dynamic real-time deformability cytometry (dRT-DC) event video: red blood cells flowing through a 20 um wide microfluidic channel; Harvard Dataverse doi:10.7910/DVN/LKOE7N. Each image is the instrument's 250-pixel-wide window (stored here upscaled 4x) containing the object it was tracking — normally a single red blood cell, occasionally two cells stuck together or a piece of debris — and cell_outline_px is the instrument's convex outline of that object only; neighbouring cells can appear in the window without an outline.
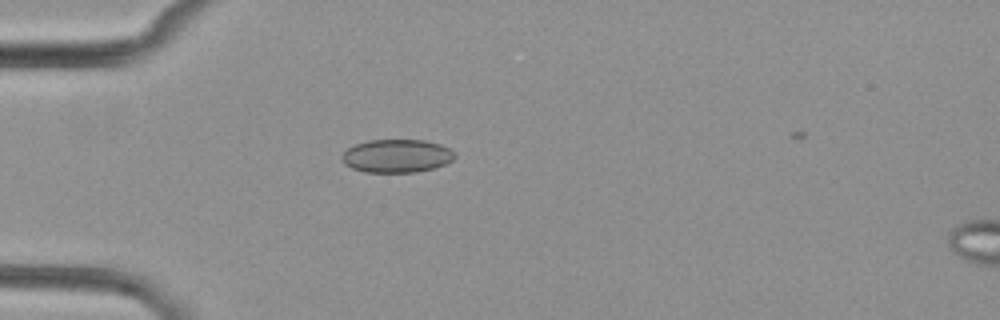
{"species": "common noctule bat (a hibernating species)", "species_latin": "Nyctalus noctula", "temperature_condition": "cold", "stored_images_in_passage": 5, "camera_frame_rate_fps": 3000, "um_per_image_px": 0.085, "animal": {"sex": "female", "body_mass_g": 29.2, "forearm_length_mm": 56.3}, "frame": {"image": 1, "passage_image": 4, "time_ms": 4.333, "image_size_px": [1000, 320], "cell_outline_px": [[456, 156], [452, 160], [444, 164], [432, 168], [416, 172], [364, 172], [352, 168], [344, 164], [340, 156], [348, 148], [356, 144], [368, 140], [424, 140], [440, 144], [448, 148]], "centroid_in_image_um": [33.68, 13.25], "position_along_channel_um": 51.3, "area_um2": 21.73}}